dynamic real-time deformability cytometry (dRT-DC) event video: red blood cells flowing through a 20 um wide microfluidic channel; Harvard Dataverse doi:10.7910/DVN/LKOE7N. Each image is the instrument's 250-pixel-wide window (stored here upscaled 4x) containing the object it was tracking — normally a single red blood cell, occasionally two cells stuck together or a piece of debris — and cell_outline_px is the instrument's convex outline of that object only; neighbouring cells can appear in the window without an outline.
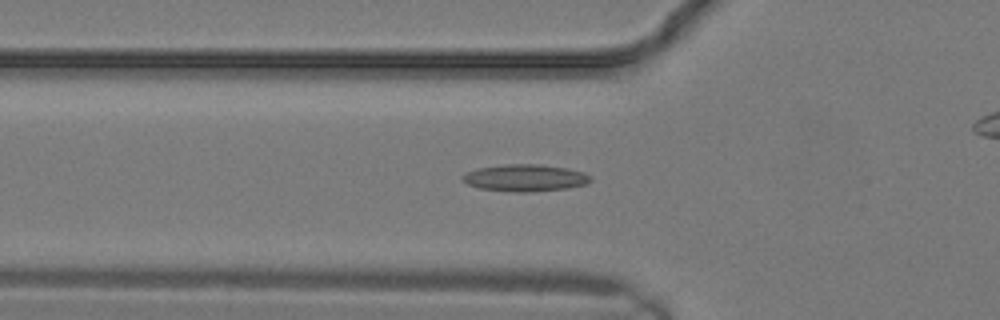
{"species": "common noctule bat (a hibernating species)", "species_latin": "Nyctalus noctula", "temperature_condition": "warm", "stored_images_in_passage": 13, "camera_frame_rate_fps": 3000, "um_per_image_px": 0.085, "animal": {"sex": "male", "body_mass_g": 19.2, "forearm_length_mm": 51.8}, "frame": {"image": 1, "passage_image": 6, "time_ms": 1.667, "image_size_px": [1000, 320], "cell_outline_px": [[592, 180], [588, 184], [568, 188], [532, 192], [512, 192], [480, 188], [468, 184], [460, 180], [460, 176], [476, 168], [504, 164], [540, 164], [568, 168], [584, 172], [592, 176]], "centroid_in_image_um": [44.65, 15.12], "position_along_channel_um": 81.1, "area_um2": 20.46}}
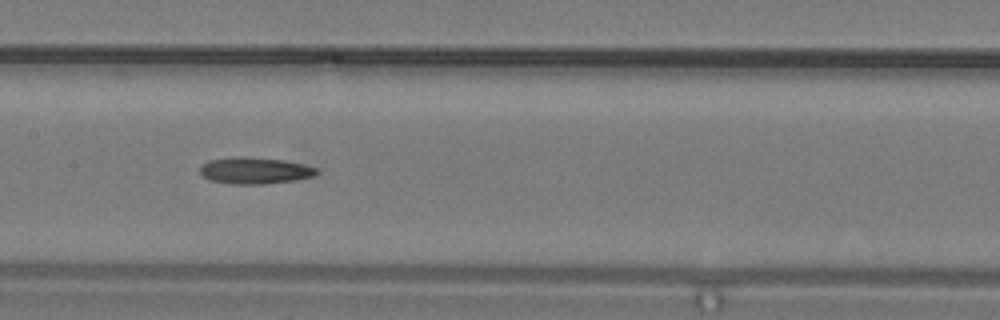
{"frame": {"image": 2, "passage_image": 10, "time_ms": 3.0, "image_size_px": [1000, 320], "cell_outline_px": [[320, 172], [316, 176], [292, 180], [264, 184], [232, 184], [212, 180], [204, 176], [200, 172], [200, 164], [208, 160], [236, 156], [244, 156], [284, 160], [304, 164], [316, 168]], "centroid_in_image_um": [21.66, 14.48], "position_along_channel_um": 185.7, "area_um2": 18.15}}
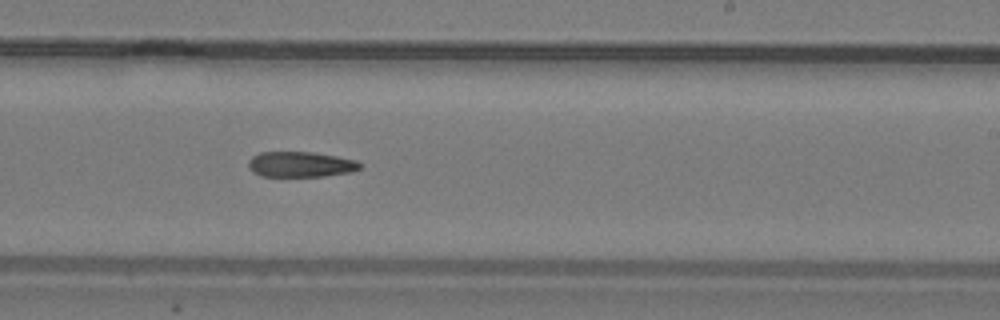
{"frame": {"image": 3, "passage_image": 13, "time_ms": 4.0, "image_size_px": [1000, 320], "cell_outline_px": [[360, 168], [352, 172], [324, 176], [260, 176], [252, 172], [248, 168], [248, 160], [252, 156], [260, 152], [312, 152], [336, 156], [356, 160], [360, 164]], "centroid_in_image_um": [25.51, 13.97], "position_along_channel_um": 263.5, "area_um2": 16.59}}